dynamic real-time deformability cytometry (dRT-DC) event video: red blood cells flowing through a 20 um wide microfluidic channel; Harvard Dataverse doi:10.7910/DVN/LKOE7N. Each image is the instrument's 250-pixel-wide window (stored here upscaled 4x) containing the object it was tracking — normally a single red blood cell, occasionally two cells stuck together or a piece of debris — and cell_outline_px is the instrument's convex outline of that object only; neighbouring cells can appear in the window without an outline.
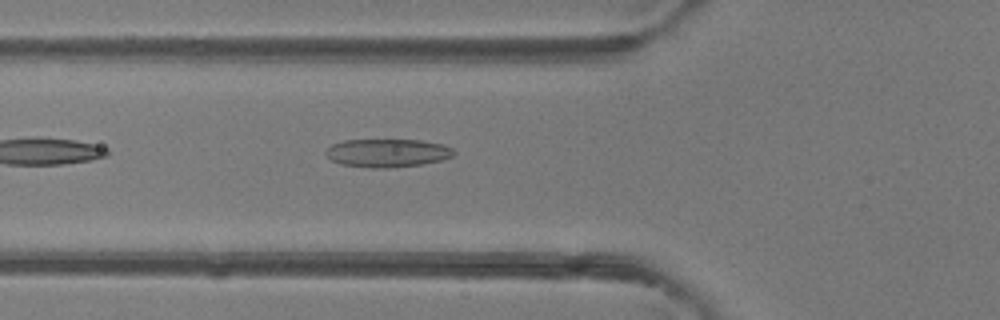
{"species": "common noctule bat (a hibernating species)", "species_latin": "Nyctalus noctula", "temperature_condition": "room temperature", "stored_images_in_passage": 17, "camera_frame_rate_fps": 3000, "um_per_image_px": 0.085, "animal": {"sex": "female"}, "frame": {"image": 1, "passage_image": 4, "time_ms": 1.0, "image_size_px": [1000, 320], "cell_outline_px": [[456, 152], [452, 156], [440, 160], [420, 164], [388, 168], [372, 168], [340, 164], [332, 160], [324, 152], [332, 144], [344, 140], [420, 140], [444, 144], [452, 148]], "centroid_in_image_um": [32.93, 12.99], "position_along_channel_um": 92.9, "area_um2": 20.98}}
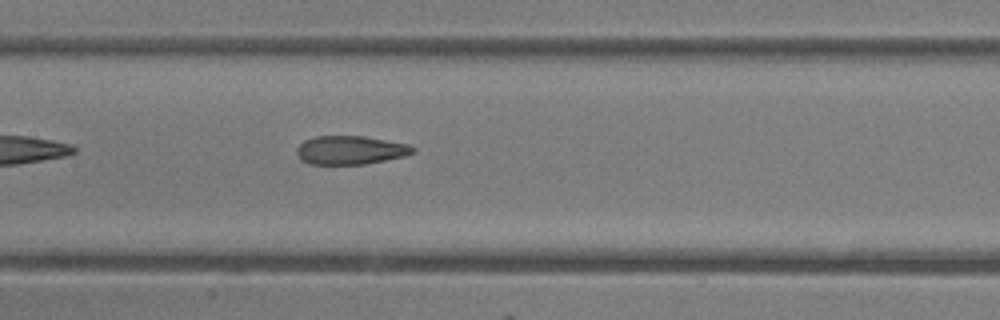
{"frame": {"image": 2, "passage_image": 10, "time_ms": 3.0, "image_size_px": [1000, 320], "cell_outline_px": [[416, 152], [404, 156], [364, 164], [308, 164], [300, 160], [296, 152], [296, 148], [304, 140], [316, 136], [364, 136], [408, 144], [416, 148]], "centroid_in_image_um": [29.77, 12.76], "position_along_channel_um": 177.6, "area_um2": 19.42}}
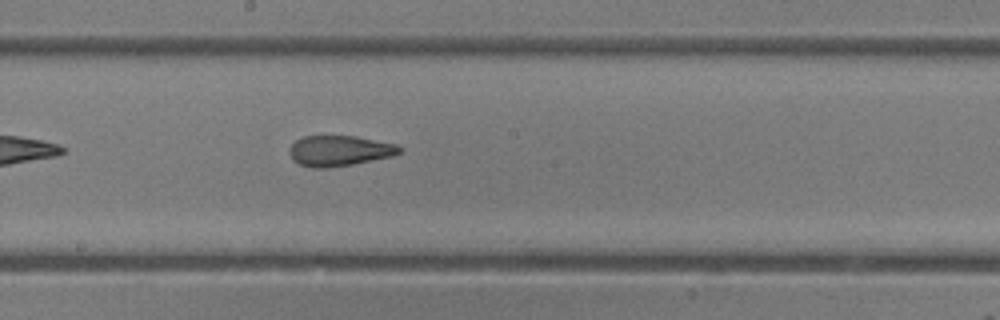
{"frame": {"image": 3, "passage_image": 13, "time_ms": 4.0, "image_size_px": [1000, 320], "cell_outline_px": [[404, 148], [400, 152], [392, 156], [352, 164], [328, 168], [312, 168], [300, 164], [292, 160], [288, 152], [288, 148], [296, 140], [304, 136], [356, 136], [396, 144]], "centroid_in_image_um": [28.82, 12.81], "position_along_channel_um": 219.4, "area_um2": 19.65}}